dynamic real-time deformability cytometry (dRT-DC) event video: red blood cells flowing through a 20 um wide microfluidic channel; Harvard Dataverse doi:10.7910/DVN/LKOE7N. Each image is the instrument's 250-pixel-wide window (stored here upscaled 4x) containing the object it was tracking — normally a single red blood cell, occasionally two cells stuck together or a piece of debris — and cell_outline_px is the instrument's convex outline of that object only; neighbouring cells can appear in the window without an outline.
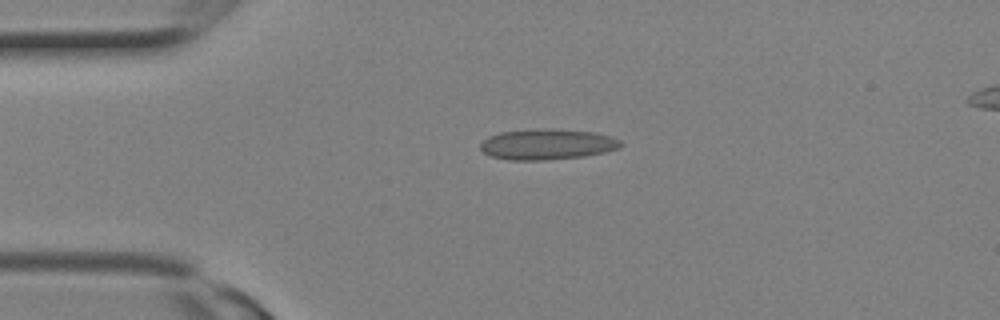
{"species": "Egyptian fruit bat (a non-hibernating species)", "species_latin": "Rousettus aegyptiacus", "temperature_condition": "room temperature", "stored_images_in_passage": 9, "camera_frame_rate_fps": 3000, "um_per_image_px": 0.085, "animal": {"sex": "female"}, "frame": {"image": 1, "passage_image": 6, "time_ms": 1.667, "image_size_px": [1000, 320], "cell_outline_px": [[624, 144], [620, 148], [604, 152], [584, 156], [544, 160], [508, 160], [492, 156], [484, 152], [480, 148], [480, 144], [488, 136], [500, 132], [536, 128], [552, 128], [596, 132], [620, 140]], "centroid_in_image_um": [46.52, 12.25], "position_along_channel_um": 38.5, "area_um2": 25.26}}
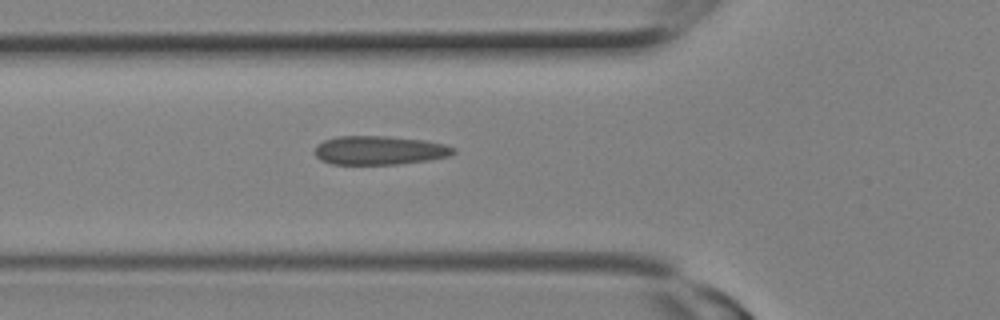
{"frame": {"image": 2, "passage_image": 9, "time_ms": 2.667, "image_size_px": [1000, 320], "cell_outline_px": [[456, 152], [448, 156], [432, 160], [396, 164], [332, 164], [320, 160], [316, 156], [316, 148], [324, 140], [336, 136], [388, 136], [424, 140], [444, 144], [456, 148]], "centroid_in_image_um": [32.29, 12.78], "position_along_channel_um": 93.5, "area_um2": 23.29}}